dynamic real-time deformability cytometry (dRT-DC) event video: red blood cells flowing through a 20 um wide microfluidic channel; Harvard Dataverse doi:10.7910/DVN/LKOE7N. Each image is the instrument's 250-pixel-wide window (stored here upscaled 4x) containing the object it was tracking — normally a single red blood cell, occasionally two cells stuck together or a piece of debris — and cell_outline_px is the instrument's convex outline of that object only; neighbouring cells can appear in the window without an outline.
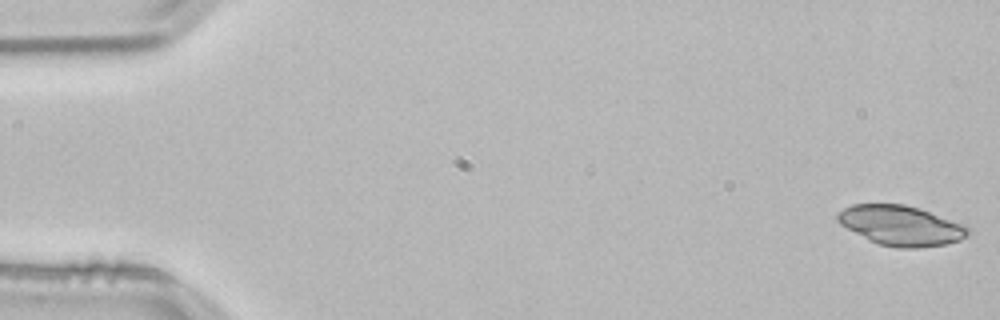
{"species": "common noctule bat (a hibernating species)", "species_latin": "Nyctalus noctula", "temperature_condition": "room temperature", "stored_images_in_passage": 53, "camera_frame_rate_fps": 3000, "um_per_image_px": 0.085, "animal": {"sex": "male", "body_mass_g": 21.5, "forearm_length_mm": 52.0}, "frame": {"image": 1, "passage_image": 1, "time_ms": 0.0, "image_size_px": [1000, 320], "cell_outline_px": [[972, 232], [968, 236], [960, 240], [948, 244], [916, 248], [900, 248], [880, 244], [868, 240], [840, 224], [836, 220], [836, 212], [852, 204], [904, 204], [968, 224], [972, 228]], "centroid_in_image_um": [76.64, 19.17], "position_along_channel_um": 8.4, "area_um2": 30.75}}
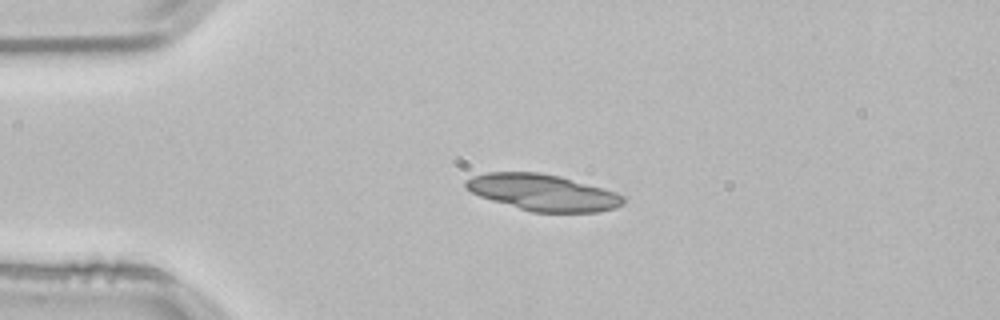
{"frame": {"image": 2, "passage_image": 12, "time_ms": 3.667, "image_size_px": [1000, 320], "cell_outline_px": [[624, 204], [616, 208], [596, 212], [532, 212], [492, 200], [480, 196], [472, 192], [464, 184], [464, 180], [472, 176], [488, 172], [540, 172], [560, 176], [616, 192], [624, 196]], "centroid_in_image_um": [46.16, 16.35], "position_along_channel_um": 38.8, "area_um2": 33.23}}